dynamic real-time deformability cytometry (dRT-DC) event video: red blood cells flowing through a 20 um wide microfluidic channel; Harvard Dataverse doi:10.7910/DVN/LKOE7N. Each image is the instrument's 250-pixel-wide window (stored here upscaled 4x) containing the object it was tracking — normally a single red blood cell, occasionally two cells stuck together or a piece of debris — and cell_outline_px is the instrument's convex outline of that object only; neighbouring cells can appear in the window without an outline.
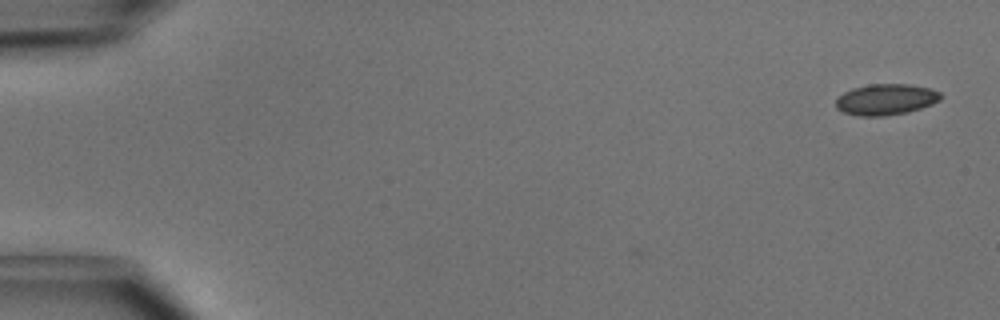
{"species": "common noctule bat (a hibernating species)", "species_latin": "Nyctalus noctula", "temperature_condition": "cold", "stored_images_in_passage": 2, "camera_frame_rate_fps": 3000, "um_per_image_px": 0.085, "animal": {"sex": "male", "body_mass_g": 15.6}, "frame": {"image": 1, "passage_image": 2, "time_ms": 0.333, "image_size_px": [1000, 320], "cell_outline_px": [[940, 100], [932, 104], [908, 112], [884, 116], [860, 116], [844, 112], [836, 108], [836, 100], [844, 92], [852, 88], [868, 84], [908, 84], [932, 88], [940, 92]], "centroid_in_image_um": [75.3, 8.45], "position_along_channel_um": 9.7, "area_um2": 18.96}}